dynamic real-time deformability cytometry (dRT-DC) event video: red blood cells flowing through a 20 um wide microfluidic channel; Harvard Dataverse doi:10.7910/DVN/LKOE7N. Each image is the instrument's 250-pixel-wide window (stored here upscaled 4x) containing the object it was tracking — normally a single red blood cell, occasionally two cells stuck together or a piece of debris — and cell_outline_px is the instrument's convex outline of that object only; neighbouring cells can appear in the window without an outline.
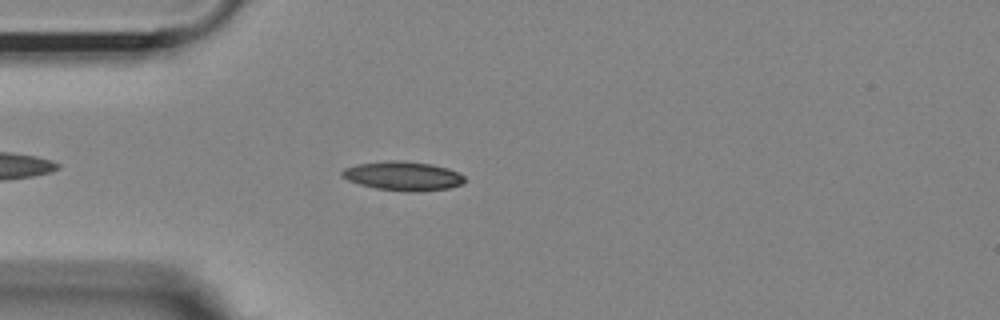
{"species": "Egyptian fruit bat (a non-hibernating species)", "species_latin": "Rousettus aegyptiacus", "temperature_condition": "room temperature", "stored_images_in_passage": 45, "camera_frame_rate_fps": 3000, "um_per_image_px": 0.085, "animal": {"sex": "female"}, "frame": {"image": 1, "passage_image": 6, "time_ms": 1.667, "image_size_px": [1000, 320], "cell_outline_px": [[464, 184], [448, 188], [420, 192], [408, 192], [376, 188], [360, 184], [348, 180], [340, 176], [340, 172], [344, 168], [356, 164], [388, 160], [404, 160], [432, 164], [448, 168], [460, 172], [464, 176]], "centroid_in_image_um": [34.26, 14.95], "position_along_channel_um": 50.7, "area_um2": 21.1}}
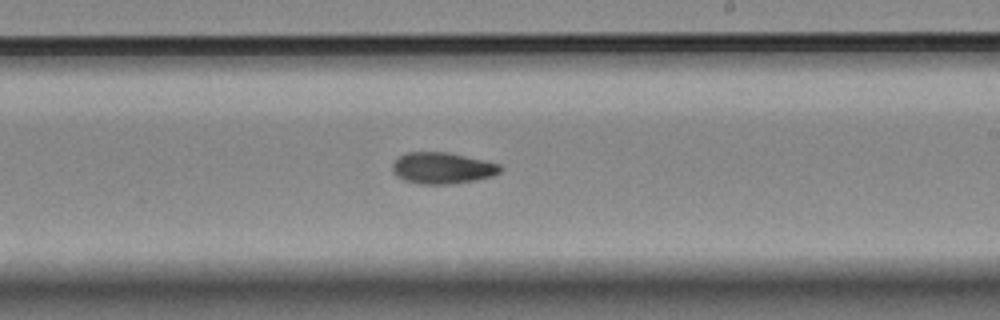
{"frame": {"image": 2, "passage_image": 23, "time_ms": 7.333, "image_size_px": [1000, 320], "cell_outline_px": [[500, 172], [492, 176], [476, 180], [448, 184], [420, 184], [404, 180], [396, 176], [392, 172], [392, 164], [400, 156], [408, 152], [444, 152], [484, 160], [500, 164]], "centroid_in_image_um": [37.57, 14.29], "position_along_channel_um": 251.4, "area_um2": 19.54}}
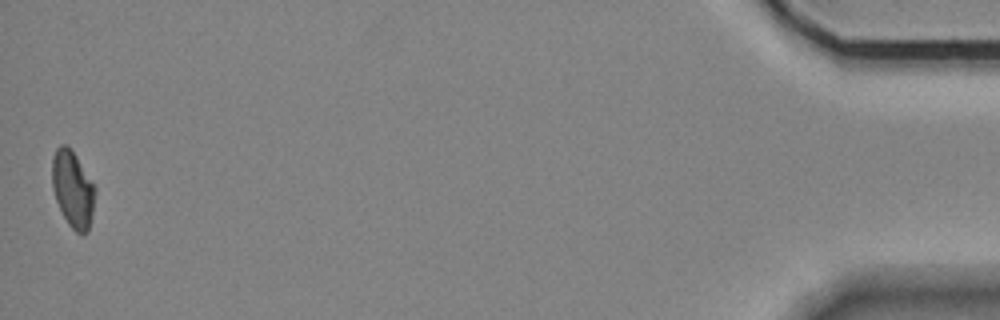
{"frame": {"image": 3, "passage_image": 45, "time_ms": 14.667, "image_size_px": [1000, 320], "cell_outline_px": [[96, 192], [92, 216], [88, 232], [84, 236], [80, 236], [68, 224], [56, 200], [52, 188], [52, 156], [56, 148], [60, 144], [64, 144], [76, 156], [96, 188]], "centroid_in_image_um": [6.19, 16.12], "position_along_channel_um": 429.0, "area_um2": 19.25}}